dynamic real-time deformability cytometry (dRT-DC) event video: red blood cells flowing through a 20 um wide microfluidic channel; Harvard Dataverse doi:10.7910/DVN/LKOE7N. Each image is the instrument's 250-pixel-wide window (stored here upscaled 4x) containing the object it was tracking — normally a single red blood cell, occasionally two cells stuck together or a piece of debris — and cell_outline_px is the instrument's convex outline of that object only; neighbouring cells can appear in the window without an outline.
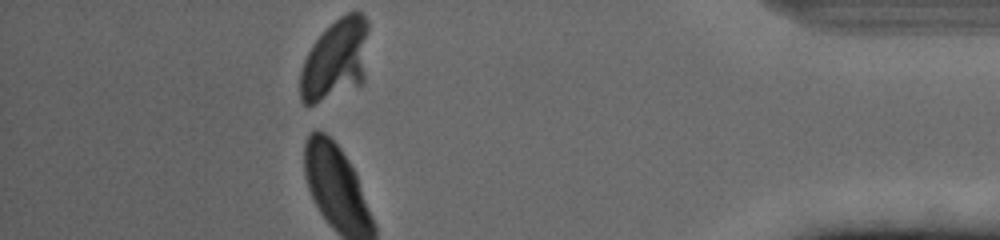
{"species": "human", "species_latin": "Homo sapiens", "temperature_condition": "cold", "stored_images_in_passage": 46, "camera_frame_rate_fps": 3000, "um_per_image_px": 0.085, "donor": {"sex": "female"}, "frame": {"image": 1, "passage_image": 46, "time_ms": 15.0, "image_size_px": [1000, 240], "cell_outline_px": [[368, 32], [364, 84], [312, 104], [304, 104], [300, 100], [300, 72], [304, 60], [312, 44], [340, 16], [348, 12], [360, 12], [368, 20]], "centroid_in_image_um": [28.54, 5.07], "position_along_channel_um": 406.7, "area_um2": 32.19}}